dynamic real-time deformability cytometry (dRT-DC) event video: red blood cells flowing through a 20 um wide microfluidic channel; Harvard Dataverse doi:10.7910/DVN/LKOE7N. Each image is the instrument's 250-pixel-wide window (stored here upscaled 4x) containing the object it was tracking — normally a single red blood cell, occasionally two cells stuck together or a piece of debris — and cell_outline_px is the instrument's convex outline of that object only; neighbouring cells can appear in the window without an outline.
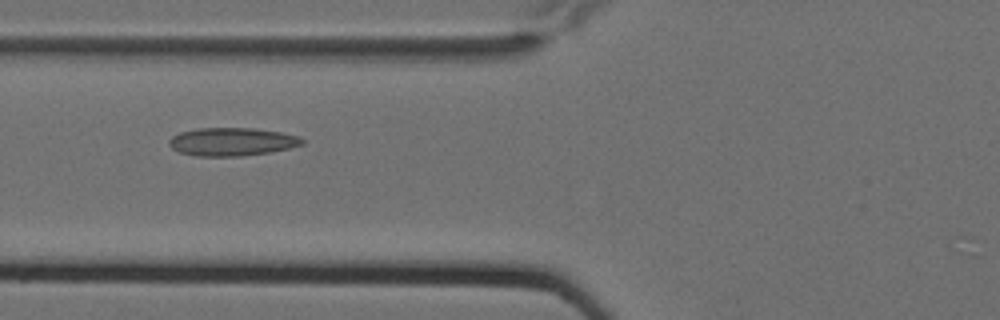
{"species": "Egyptian fruit bat (a non-hibernating species)", "species_latin": "Rousettus aegyptiacus", "temperature_condition": "cold", "stored_images_in_passage": 11, "camera_frame_rate_fps": 3000, "um_per_image_px": 0.085, "animal": {"sex": "female"}, "frame": {"image": 1, "passage_image": 7, "time_ms": 2.0, "image_size_px": [1000, 320], "cell_outline_px": [[304, 144], [272, 152], [240, 156], [196, 156], [180, 152], [172, 148], [168, 144], [168, 140], [172, 136], [180, 132], [196, 128], [256, 128], [280, 132], [300, 136], [304, 140]], "centroid_in_image_um": [19.72, 12.04], "position_along_channel_um": 106.1, "area_um2": 21.96}}
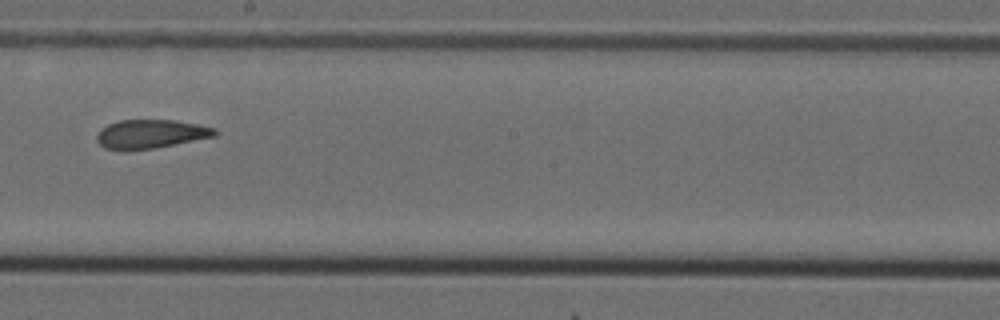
{"frame": {"image": 2, "passage_image": 10, "time_ms": 3.0, "image_size_px": [1000, 320], "cell_outline_px": [[220, 132], [216, 136], [156, 148], [124, 152], [104, 148], [96, 140], [96, 136], [100, 128], [108, 124], [120, 120], [176, 120], [216, 128]], "centroid_in_image_um": [12.79, 11.41], "position_along_channel_um": 235.4, "area_um2": 20.29}}
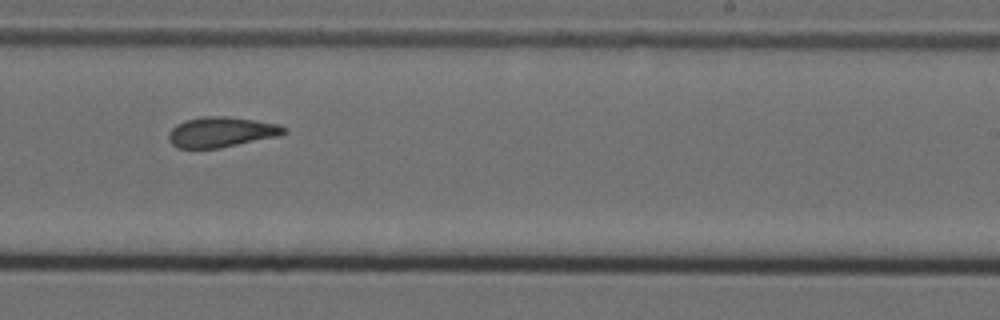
{"frame": {"image": 3, "passage_image": 11, "time_ms": 3.333, "image_size_px": [1000, 320], "cell_outline_px": [[288, 132], [276, 136], [220, 148], [176, 148], [168, 140], [168, 132], [176, 124], [188, 120], [204, 116], [228, 116], [256, 120], [276, 124], [288, 128]], "centroid_in_image_um": [18.79, 11.22], "position_along_channel_um": 270.2, "area_um2": 20.29}}